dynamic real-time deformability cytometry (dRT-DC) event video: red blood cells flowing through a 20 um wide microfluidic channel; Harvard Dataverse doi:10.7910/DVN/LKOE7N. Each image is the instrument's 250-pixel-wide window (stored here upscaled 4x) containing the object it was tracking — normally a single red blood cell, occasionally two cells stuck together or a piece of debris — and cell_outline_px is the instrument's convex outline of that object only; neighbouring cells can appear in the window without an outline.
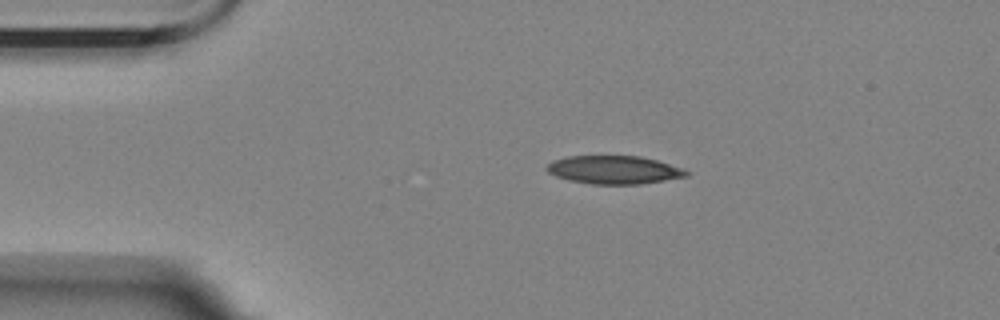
{"species": "Egyptian fruit bat (a non-hibernating species)", "species_latin": "Rousettus aegyptiacus", "temperature_condition": "room temperature", "stored_images_in_passage": 2, "camera_frame_rate_fps": 3000, "um_per_image_px": 0.085, "animal": {"sex": "female"}, "frame": {"image": 1, "passage_image": 1, "time_ms": 0.0, "image_size_px": [1000, 320], "cell_outline_px": [[692, 172], [688, 176], [640, 184], [592, 184], [568, 180], [556, 176], [548, 172], [544, 168], [552, 160], [568, 156], [640, 156], [656, 160], [684, 168]], "centroid_in_image_um": [52.2, 14.43], "position_along_channel_um": 32.8, "area_um2": 23.06}}